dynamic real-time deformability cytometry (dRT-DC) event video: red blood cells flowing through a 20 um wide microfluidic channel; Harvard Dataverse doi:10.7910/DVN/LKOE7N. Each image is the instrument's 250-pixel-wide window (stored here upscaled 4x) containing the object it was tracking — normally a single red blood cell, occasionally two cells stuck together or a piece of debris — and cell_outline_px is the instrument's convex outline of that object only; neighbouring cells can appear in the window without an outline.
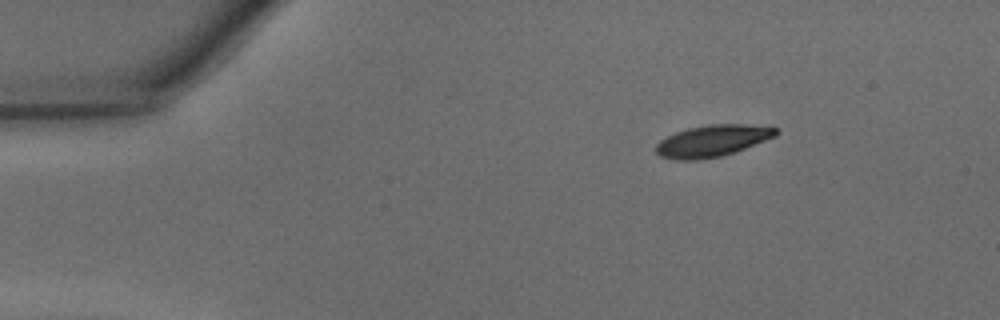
{"species": "common noctule bat (a hibernating species)", "species_latin": "Nyctalus noctula", "temperature_condition": "warm", "stored_images_in_passage": 41, "camera_frame_rate_fps": 3000, "um_per_image_px": 0.085, "animal": {"sex": "male", "body_mass_g": 15.6}, "frame": {"image": 1, "passage_image": 1, "time_ms": 0.0, "image_size_px": [1000, 320], "cell_outline_px": [[780, 132], [776, 136], [744, 148], [720, 156], [700, 160], [676, 160], [660, 156], [656, 152], [656, 144], [660, 140], [676, 132], [688, 128], [708, 124], [744, 124], [780, 128]], "centroid_in_image_um": [60.55, 11.96], "position_along_channel_um": 24.4, "area_um2": 22.02}}
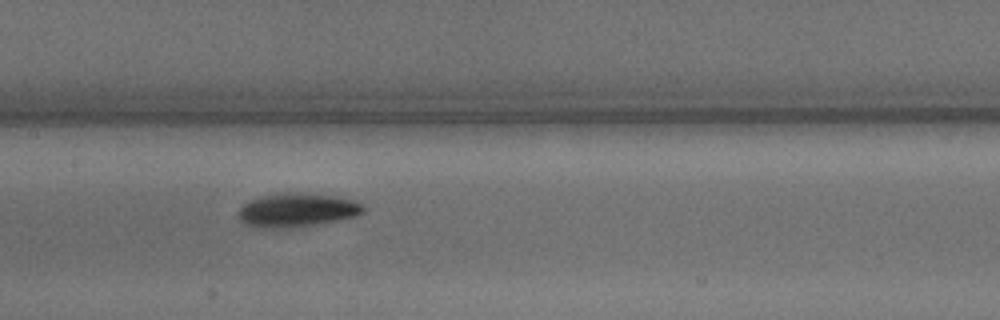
{"frame": {"image": 2, "passage_image": 17, "time_ms": 5.333, "image_size_px": [1000, 320], "cell_outline_px": [[364, 212], [356, 216], [316, 224], [284, 228], [252, 228], [244, 224], [240, 220], [240, 208], [244, 204], [260, 196], [336, 196], [356, 200], [364, 204]], "centroid_in_image_um": [25.27, 17.92], "position_along_channel_um": 182.1, "area_um2": 23.41}}
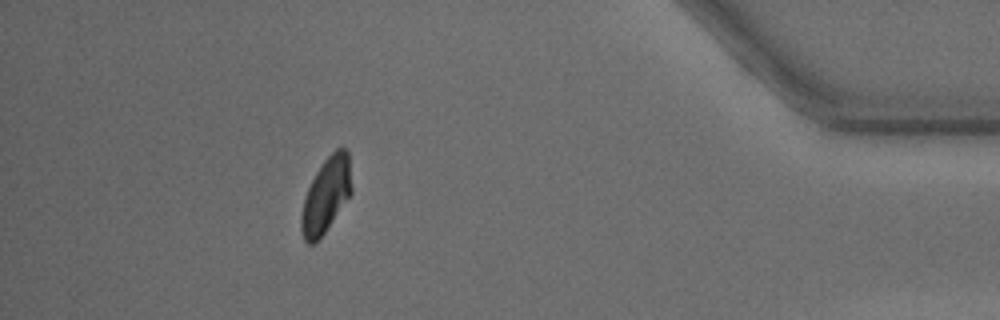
{"frame": {"image": 3, "passage_image": 36, "time_ms": 11.667, "image_size_px": [1000, 320], "cell_outline_px": [[352, 192], [324, 232], [312, 244], [308, 244], [304, 240], [300, 228], [300, 216], [304, 196], [316, 172], [324, 160], [336, 148], [344, 148], [348, 152], [352, 188]], "centroid_in_image_um": [27.69, 16.58], "position_along_channel_um": 407.5, "area_um2": 21.68}, "authors_computed_cell_mechanics": {"area_um2": 22.9466, "velocity_mm_per_s": 4.3403, "shape_relaxation_time_tau1_ms": 2.0419, "shape_relaxation_time_tau2_ms": 3.5146, "deformation_change_tau1": 0.1275, "deformation_change_tau2": 0.081}}